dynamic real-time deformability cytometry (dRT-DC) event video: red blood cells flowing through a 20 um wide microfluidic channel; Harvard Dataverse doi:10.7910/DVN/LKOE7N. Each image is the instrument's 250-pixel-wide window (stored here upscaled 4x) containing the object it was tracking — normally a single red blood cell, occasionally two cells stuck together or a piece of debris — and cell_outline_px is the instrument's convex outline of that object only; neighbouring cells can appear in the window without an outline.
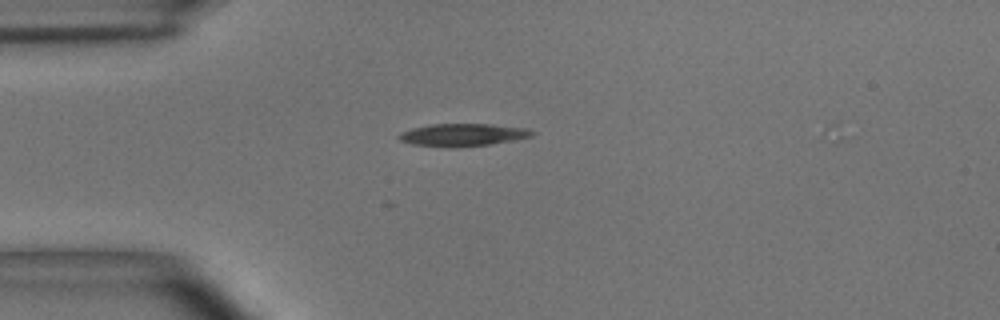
{"species": "common noctule bat (a hibernating species)", "species_latin": "Nyctalus noctula", "temperature_condition": "room temperature", "stored_images_in_passage": 44, "camera_frame_rate_fps": 3000, "um_per_image_px": 0.085, "animal": {"sex": "male", "body_mass_g": 15.6}, "frame": {"image": 1, "passage_image": 4, "time_ms": 1.0, "image_size_px": [1000, 320], "cell_outline_px": [[536, 132], [532, 136], [512, 140], [488, 144], [412, 144], [400, 140], [396, 136], [400, 132], [412, 128], [432, 124], [488, 124], [528, 128]], "centroid_in_image_um": [39.37, 11.4], "position_along_channel_um": 45.6, "area_um2": 16.36}}
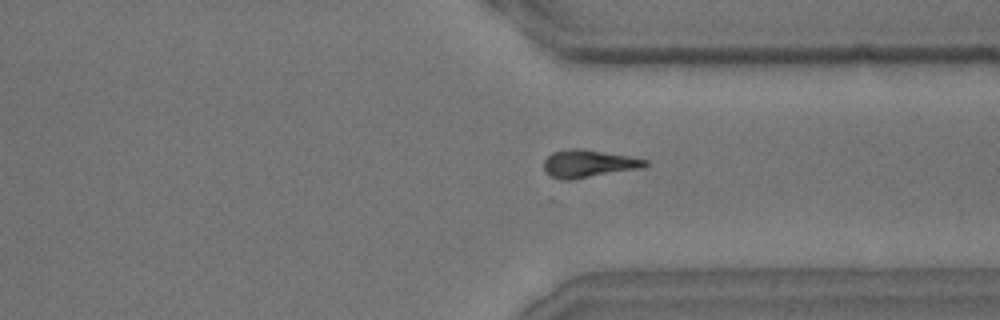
{"frame": {"image": 2, "passage_image": 31, "time_ms": 10.0, "image_size_px": [1000, 320], "cell_outline_px": [[648, 164], [644, 168], [572, 180], [560, 180], [544, 172], [544, 160], [552, 152], [568, 148], [580, 148], [628, 156], [648, 160]], "centroid_in_image_um": [50.01, 13.92], "position_along_channel_um": 361.4, "area_um2": 16.53}}
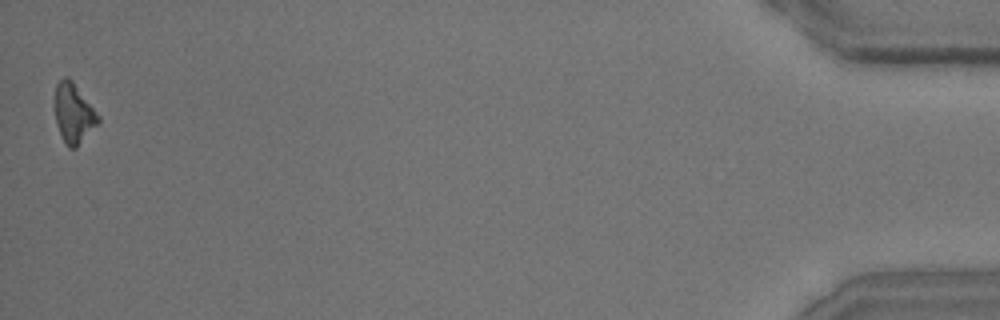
{"frame": {"image": 3, "passage_image": 44, "time_ms": 14.333, "image_size_px": [1000, 320], "cell_outline_px": [[100, 120], [76, 148], [68, 148], [64, 144], [56, 120], [56, 84], [64, 76], [68, 76], [72, 80], [100, 116]], "centroid_in_image_um": [6.26, 9.63], "position_along_channel_um": 428.9, "area_um2": 14.74}, "authors_computed_cell_mechanics": {"area_um2": 16.2996, "velocity_mm_per_s": 3.6761, "shape_relaxation_time_tau1_ms": 3.9943, "shape_relaxation_time_tau2_ms": 7.0685, "deformation_change_tau1": 0.1499, "deformation_change_tau2": 0.1933}}